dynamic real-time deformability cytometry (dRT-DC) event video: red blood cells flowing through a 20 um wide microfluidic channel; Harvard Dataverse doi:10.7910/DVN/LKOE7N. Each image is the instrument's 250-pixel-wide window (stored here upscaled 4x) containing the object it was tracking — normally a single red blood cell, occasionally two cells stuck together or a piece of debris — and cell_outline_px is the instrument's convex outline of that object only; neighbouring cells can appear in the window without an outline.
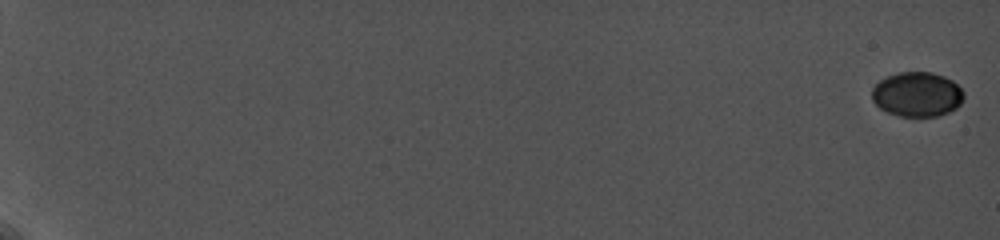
{"species": "common noctule bat (a hibernating species)", "species_latin": "Nyctalus noctula", "temperature_condition": "cold", "stored_images_in_passage": 13, "camera_frame_rate_fps": 5000, "um_per_image_px": 0.085, "animal": {"sex": "female", "body_mass_g": 19.0, "forearm_length_mm": 56.7}, "frame": {"image": 1, "passage_image": 1, "time_ms": 0.0, "image_size_px": [1000, 240], "cell_outline_px": [[964, 100], [956, 108], [948, 112], [936, 116], [900, 116], [888, 112], [880, 108], [872, 100], [872, 88], [880, 80], [888, 76], [900, 72], [932, 72], [944, 76], [952, 80], [964, 92]], "centroid_in_image_um": [77.97, 8.01], "position_along_channel_um": 7.0, "area_um2": 23.87}}
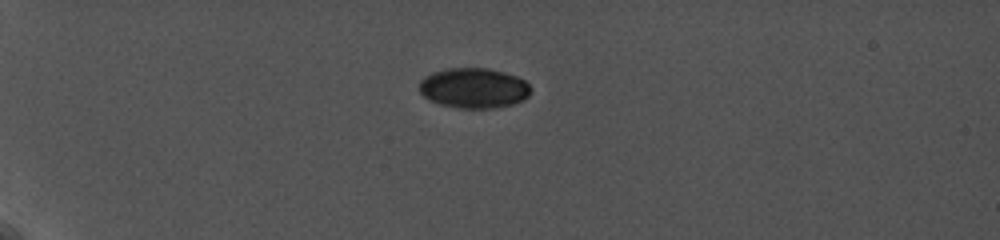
{"frame": {"image": 2, "passage_image": 9, "time_ms": 6.2, "image_size_px": [1000, 240], "cell_outline_px": [[532, 92], [524, 100], [512, 104], [496, 108], [460, 108], [440, 104], [428, 100], [420, 92], [420, 80], [424, 76], [432, 72], [448, 68], [488, 68], [504, 72], [516, 76], [524, 80], [532, 88]], "centroid_in_image_um": [40.28, 7.48], "position_along_channel_um": 44.7, "area_um2": 26.3}}
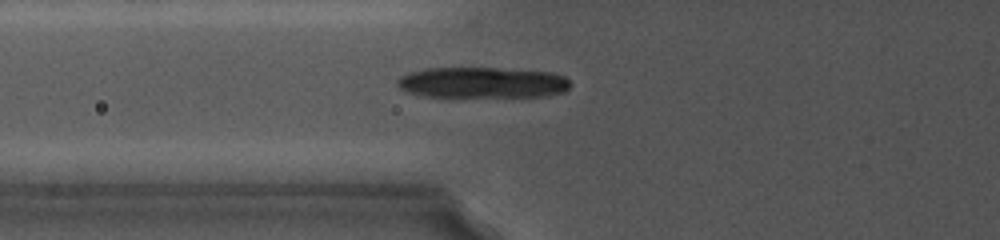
{"frame": {"image": 3, "passage_image": 13, "time_ms": 9.0, "image_size_px": [1000, 240], "cell_outline_px": [[568, 88], [564, 92], [548, 96], [424, 96], [408, 92], [400, 88], [396, 84], [396, 80], [400, 76], [408, 72], [424, 68], [496, 68], [552, 72], [564, 76], [568, 80]], "centroid_in_image_um": [40.96, 7.01], "position_along_channel_um": 84.8, "area_um2": 31.04}}